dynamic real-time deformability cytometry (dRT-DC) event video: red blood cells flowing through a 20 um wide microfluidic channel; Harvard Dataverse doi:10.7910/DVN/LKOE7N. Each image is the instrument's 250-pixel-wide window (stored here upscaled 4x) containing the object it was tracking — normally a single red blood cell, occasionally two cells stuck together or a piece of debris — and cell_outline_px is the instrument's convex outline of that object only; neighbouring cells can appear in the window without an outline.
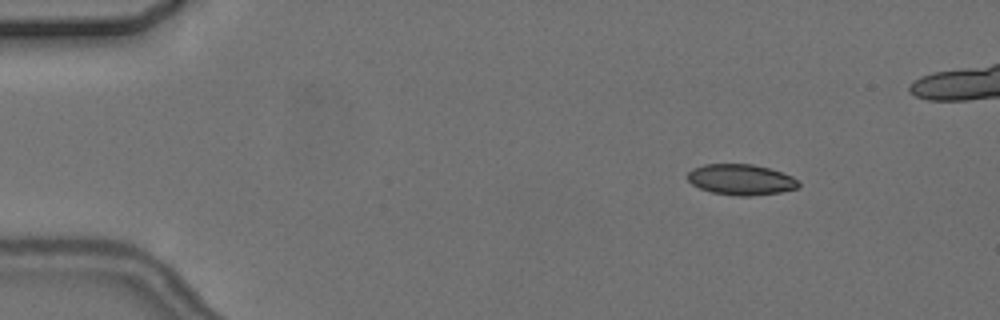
{"species": "common noctule bat (a hibernating species)", "species_latin": "Nyctalus noctula", "temperature_condition": "cold", "stored_images_in_passage": 4, "camera_frame_rate_fps": 3000, "um_per_image_px": 0.085, "animal": {"sex": "female", "body_mass_g": 24.6, "forearm_length_mm": 56.2}, "frame": {"image": 1, "passage_image": 1, "time_ms": 0.0, "image_size_px": [1000, 320], "cell_outline_px": [[800, 188], [780, 192], [752, 196], [732, 196], [712, 192], [700, 188], [692, 184], [688, 180], [688, 172], [692, 168], [704, 164], [752, 164], [768, 168], [792, 176], [800, 184]], "centroid_in_image_um": [62.98, 15.27], "position_along_channel_um": 22.0, "area_um2": 19.94}}
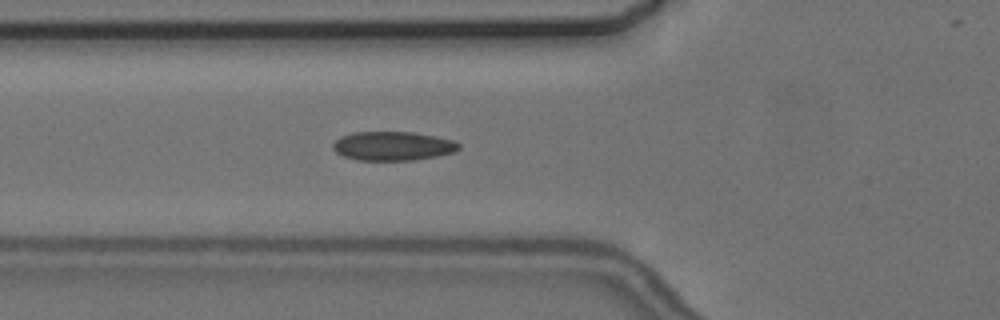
{"frame": {"image": 2, "passage_image": 4, "time_ms": 4.333, "image_size_px": [1000, 320], "cell_outline_px": [[460, 148], [456, 152], [436, 156], [412, 160], [356, 160], [344, 156], [336, 152], [332, 148], [332, 144], [340, 136], [352, 132], [412, 132], [452, 140], [460, 144]], "centroid_in_image_um": [33.36, 12.41], "position_along_channel_um": 92.4, "area_um2": 21.21}}